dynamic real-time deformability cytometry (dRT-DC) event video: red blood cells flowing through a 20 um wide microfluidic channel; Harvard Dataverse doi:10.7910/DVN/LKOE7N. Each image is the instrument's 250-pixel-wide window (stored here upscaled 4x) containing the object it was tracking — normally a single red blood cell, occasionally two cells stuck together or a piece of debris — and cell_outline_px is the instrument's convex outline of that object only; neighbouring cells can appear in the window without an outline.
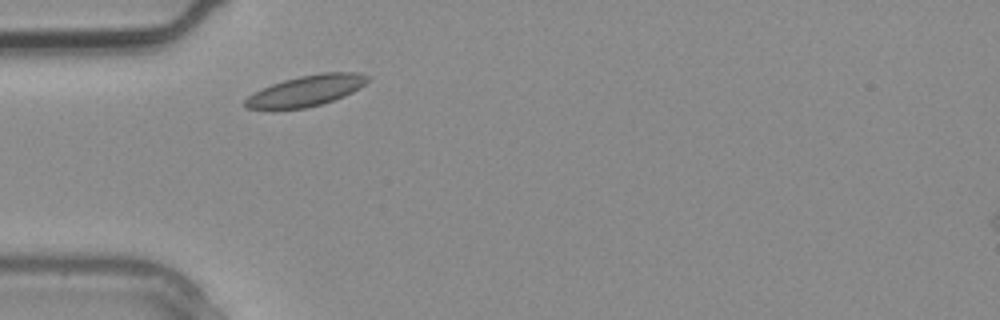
{"species": "common noctule bat (a hibernating species)", "species_latin": "Nyctalus noctula", "temperature_condition": "warm", "stored_images_in_passage": 2, "camera_frame_rate_fps": 3000, "um_per_image_px": 0.085, "animal": {"sex": "male", "body_mass_g": 20.4}, "frame": {"image": 1, "passage_image": 1, "time_ms": 0.0, "image_size_px": [1000, 320], "cell_outline_px": [[372, 76], [360, 88], [344, 96], [320, 104], [304, 108], [244, 108], [244, 100], [248, 96], [272, 84], [284, 80], [300, 76], [320, 72], [360, 72]], "centroid_in_image_um": [26.09, 7.68], "position_along_channel_um": 58.9, "area_um2": 21.68}}